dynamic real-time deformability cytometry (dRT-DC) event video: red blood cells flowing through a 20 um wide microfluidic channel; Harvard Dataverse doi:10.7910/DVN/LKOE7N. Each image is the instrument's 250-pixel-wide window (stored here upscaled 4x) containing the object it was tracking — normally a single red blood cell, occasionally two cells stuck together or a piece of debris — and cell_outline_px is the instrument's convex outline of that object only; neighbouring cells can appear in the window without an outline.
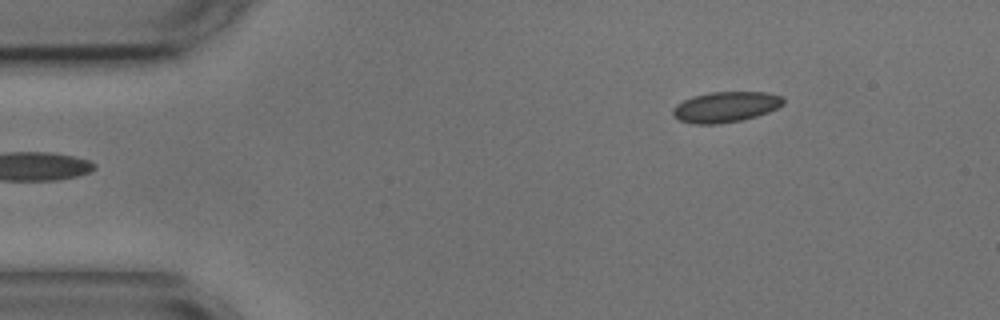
{"species": "common noctule bat (a hibernating species)", "species_latin": "Nyctalus noctula", "temperature_condition": "cold", "stored_images_in_passage": 4, "camera_frame_rate_fps": 3000, "um_per_image_px": 0.085, "animal": {"sex": "male", "body_mass_g": 17.9, "forearm_length_mm": 54.2}, "frame": {"image": 1, "passage_image": 4, "time_ms": 4.0, "image_size_px": [1000, 320], "cell_outline_px": [[784, 104], [768, 112], [756, 116], [740, 120], [720, 124], [692, 124], [680, 120], [672, 116], [672, 108], [676, 104], [692, 96], [708, 92], [768, 92], [784, 96]], "centroid_in_image_um": [61.66, 9.08], "position_along_channel_um": 23.3, "area_um2": 19.88}}